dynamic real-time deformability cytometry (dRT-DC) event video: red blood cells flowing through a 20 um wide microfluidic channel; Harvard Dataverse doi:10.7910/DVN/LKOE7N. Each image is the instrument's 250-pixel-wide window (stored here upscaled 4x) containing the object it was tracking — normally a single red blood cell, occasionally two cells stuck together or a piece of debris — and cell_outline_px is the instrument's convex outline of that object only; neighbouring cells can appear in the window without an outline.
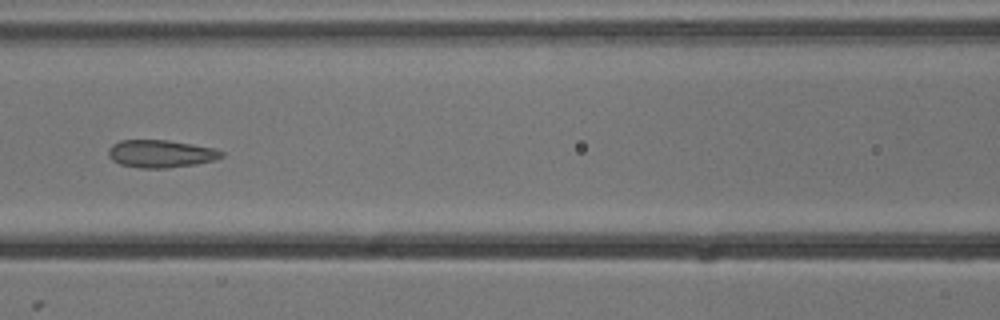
{"species": "common noctule bat (a hibernating species)", "species_latin": "Nyctalus noctula", "temperature_condition": "cold", "stored_images_in_passage": 8, "camera_frame_rate_fps": 3000, "um_per_image_px": 0.085, "animal": {"sex": "male", "body_mass_g": 13.3}, "frame": {"image": 1, "passage_image": 7, "time_ms": 2.0, "image_size_px": [1000, 320], "cell_outline_px": [[224, 156], [212, 160], [196, 164], [168, 168], [140, 168], [120, 164], [112, 160], [108, 156], [108, 148], [112, 144], [120, 140], [168, 140], [216, 148], [224, 152]], "centroid_in_image_um": [13.65, 13.06], "position_along_channel_um": 152.9, "area_um2": 18.32}}
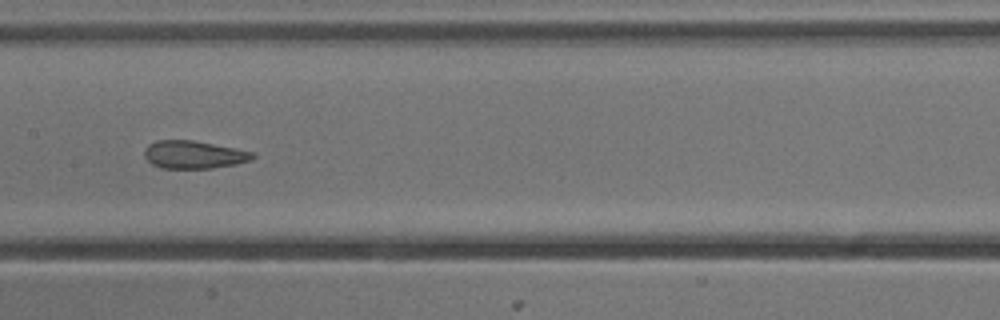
{"frame": {"image": 2, "passage_image": 8, "time_ms": 2.333, "image_size_px": [1000, 320], "cell_outline_px": [[256, 156], [252, 160], [236, 164], [212, 168], [160, 168], [152, 164], [144, 156], [144, 148], [148, 144], [156, 140], [192, 140], [236, 148], [252, 152]], "centroid_in_image_um": [16.46, 13.14], "position_along_channel_um": 190.9, "area_um2": 17.63}}